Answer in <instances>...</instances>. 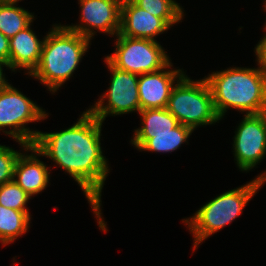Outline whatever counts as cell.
<instances>
[{"label":"cell","mask_w":266,"mask_h":266,"mask_svg":"<svg viewBox=\"0 0 266 266\" xmlns=\"http://www.w3.org/2000/svg\"><path fill=\"white\" fill-rule=\"evenodd\" d=\"M166 109L180 124L193 130L221 120L204 77L194 81L185 74L172 89Z\"/></svg>","instance_id":"cell-5"},{"label":"cell","mask_w":266,"mask_h":266,"mask_svg":"<svg viewBox=\"0 0 266 266\" xmlns=\"http://www.w3.org/2000/svg\"><path fill=\"white\" fill-rule=\"evenodd\" d=\"M172 66L170 61L158 71L139 75L138 92L141 110L166 108L172 89L186 74L184 70L171 68Z\"/></svg>","instance_id":"cell-11"},{"label":"cell","mask_w":266,"mask_h":266,"mask_svg":"<svg viewBox=\"0 0 266 266\" xmlns=\"http://www.w3.org/2000/svg\"><path fill=\"white\" fill-rule=\"evenodd\" d=\"M261 41L255 46V55L258 68L266 76V37L260 38Z\"/></svg>","instance_id":"cell-22"},{"label":"cell","mask_w":266,"mask_h":266,"mask_svg":"<svg viewBox=\"0 0 266 266\" xmlns=\"http://www.w3.org/2000/svg\"><path fill=\"white\" fill-rule=\"evenodd\" d=\"M259 191L256 178L205 203L192 217L182 219L194 238L193 251L214 233L234 221Z\"/></svg>","instance_id":"cell-4"},{"label":"cell","mask_w":266,"mask_h":266,"mask_svg":"<svg viewBox=\"0 0 266 266\" xmlns=\"http://www.w3.org/2000/svg\"><path fill=\"white\" fill-rule=\"evenodd\" d=\"M32 23L9 39V69H21L30 75L38 66L45 36L38 39L31 28Z\"/></svg>","instance_id":"cell-14"},{"label":"cell","mask_w":266,"mask_h":266,"mask_svg":"<svg viewBox=\"0 0 266 266\" xmlns=\"http://www.w3.org/2000/svg\"><path fill=\"white\" fill-rule=\"evenodd\" d=\"M138 7L155 17L162 18L170 27L182 22L184 8L175 0H132Z\"/></svg>","instance_id":"cell-19"},{"label":"cell","mask_w":266,"mask_h":266,"mask_svg":"<svg viewBox=\"0 0 266 266\" xmlns=\"http://www.w3.org/2000/svg\"><path fill=\"white\" fill-rule=\"evenodd\" d=\"M34 14L17 5V2L0 1V32L12 38L34 21Z\"/></svg>","instance_id":"cell-17"},{"label":"cell","mask_w":266,"mask_h":266,"mask_svg":"<svg viewBox=\"0 0 266 266\" xmlns=\"http://www.w3.org/2000/svg\"><path fill=\"white\" fill-rule=\"evenodd\" d=\"M171 27L162 19L138 7L132 0H123L119 34L131 38L155 40Z\"/></svg>","instance_id":"cell-12"},{"label":"cell","mask_w":266,"mask_h":266,"mask_svg":"<svg viewBox=\"0 0 266 266\" xmlns=\"http://www.w3.org/2000/svg\"><path fill=\"white\" fill-rule=\"evenodd\" d=\"M7 67L8 65L0 61V91L9 83L8 80L5 78V73H3V67Z\"/></svg>","instance_id":"cell-24"},{"label":"cell","mask_w":266,"mask_h":266,"mask_svg":"<svg viewBox=\"0 0 266 266\" xmlns=\"http://www.w3.org/2000/svg\"><path fill=\"white\" fill-rule=\"evenodd\" d=\"M204 78L221 120L230 108L245 115L266 112V76L258 67H230Z\"/></svg>","instance_id":"cell-2"},{"label":"cell","mask_w":266,"mask_h":266,"mask_svg":"<svg viewBox=\"0 0 266 266\" xmlns=\"http://www.w3.org/2000/svg\"><path fill=\"white\" fill-rule=\"evenodd\" d=\"M20 153L0 144V185L13 180L15 163Z\"/></svg>","instance_id":"cell-21"},{"label":"cell","mask_w":266,"mask_h":266,"mask_svg":"<svg viewBox=\"0 0 266 266\" xmlns=\"http://www.w3.org/2000/svg\"><path fill=\"white\" fill-rule=\"evenodd\" d=\"M114 53L105 56V59L119 70L136 75L155 72L164 68L170 57L158 41L141 38L115 36Z\"/></svg>","instance_id":"cell-7"},{"label":"cell","mask_w":266,"mask_h":266,"mask_svg":"<svg viewBox=\"0 0 266 266\" xmlns=\"http://www.w3.org/2000/svg\"><path fill=\"white\" fill-rule=\"evenodd\" d=\"M256 182H257L258 189H260L263 186V184H265L266 182V171L260 173L256 177Z\"/></svg>","instance_id":"cell-25"},{"label":"cell","mask_w":266,"mask_h":266,"mask_svg":"<svg viewBox=\"0 0 266 266\" xmlns=\"http://www.w3.org/2000/svg\"><path fill=\"white\" fill-rule=\"evenodd\" d=\"M123 0H78L80 24L65 25L70 30L92 40L97 32L116 36L120 30ZM96 30V32H95Z\"/></svg>","instance_id":"cell-10"},{"label":"cell","mask_w":266,"mask_h":266,"mask_svg":"<svg viewBox=\"0 0 266 266\" xmlns=\"http://www.w3.org/2000/svg\"><path fill=\"white\" fill-rule=\"evenodd\" d=\"M193 131L192 128L179 124L174 129H171V133L133 134V139L130 140V143L139 151L170 153L179 149L181 144L188 143V138Z\"/></svg>","instance_id":"cell-15"},{"label":"cell","mask_w":266,"mask_h":266,"mask_svg":"<svg viewBox=\"0 0 266 266\" xmlns=\"http://www.w3.org/2000/svg\"><path fill=\"white\" fill-rule=\"evenodd\" d=\"M265 2L263 3L264 4V9L263 10H265V12H266V0H264ZM264 30H265V32H264V36H262V37H266V23H265V25H264V28H263Z\"/></svg>","instance_id":"cell-26"},{"label":"cell","mask_w":266,"mask_h":266,"mask_svg":"<svg viewBox=\"0 0 266 266\" xmlns=\"http://www.w3.org/2000/svg\"><path fill=\"white\" fill-rule=\"evenodd\" d=\"M32 197L27 194L14 180L0 185V205L17 211L29 212L28 201Z\"/></svg>","instance_id":"cell-20"},{"label":"cell","mask_w":266,"mask_h":266,"mask_svg":"<svg viewBox=\"0 0 266 266\" xmlns=\"http://www.w3.org/2000/svg\"><path fill=\"white\" fill-rule=\"evenodd\" d=\"M141 116V127L134 130V134H163L171 133V129L180 123L166 109H144L138 113Z\"/></svg>","instance_id":"cell-18"},{"label":"cell","mask_w":266,"mask_h":266,"mask_svg":"<svg viewBox=\"0 0 266 266\" xmlns=\"http://www.w3.org/2000/svg\"><path fill=\"white\" fill-rule=\"evenodd\" d=\"M20 153L14 167L13 180L31 197L46 189L50 181V169L39 157L41 153L34 145H28Z\"/></svg>","instance_id":"cell-13"},{"label":"cell","mask_w":266,"mask_h":266,"mask_svg":"<svg viewBox=\"0 0 266 266\" xmlns=\"http://www.w3.org/2000/svg\"><path fill=\"white\" fill-rule=\"evenodd\" d=\"M104 62L112 76L110 86L88 111L102 122L107 116L123 115L135 111L139 113L141 110L138 92L139 76L117 69L106 59Z\"/></svg>","instance_id":"cell-8"},{"label":"cell","mask_w":266,"mask_h":266,"mask_svg":"<svg viewBox=\"0 0 266 266\" xmlns=\"http://www.w3.org/2000/svg\"><path fill=\"white\" fill-rule=\"evenodd\" d=\"M47 117L48 113L42 107L10 83L0 91V131L16 140L23 151L33 145L39 133L26 125Z\"/></svg>","instance_id":"cell-6"},{"label":"cell","mask_w":266,"mask_h":266,"mask_svg":"<svg viewBox=\"0 0 266 266\" xmlns=\"http://www.w3.org/2000/svg\"><path fill=\"white\" fill-rule=\"evenodd\" d=\"M103 122L87 109L71 127L58 132L39 131L33 145L41 156L67 172L86 196L99 229L107 230L101 212V196L109 164L101 147Z\"/></svg>","instance_id":"cell-1"},{"label":"cell","mask_w":266,"mask_h":266,"mask_svg":"<svg viewBox=\"0 0 266 266\" xmlns=\"http://www.w3.org/2000/svg\"><path fill=\"white\" fill-rule=\"evenodd\" d=\"M0 1H3V2H17V3H19V1H22V0H0Z\"/></svg>","instance_id":"cell-27"},{"label":"cell","mask_w":266,"mask_h":266,"mask_svg":"<svg viewBox=\"0 0 266 266\" xmlns=\"http://www.w3.org/2000/svg\"><path fill=\"white\" fill-rule=\"evenodd\" d=\"M91 40L65 25L53 24L45 35L38 66L30 74L55 94L73 76Z\"/></svg>","instance_id":"cell-3"},{"label":"cell","mask_w":266,"mask_h":266,"mask_svg":"<svg viewBox=\"0 0 266 266\" xmlns=\"http://www.w3.org/2000/svg\"><path fill=\"white\" fill-rule=\"evenodd\" d=\"M235 163L242 172H249L266 155V112L244 115L233 137Z\"/></svg>","instance_id":"cell-9"},{"label":"cell","mask_w":266,"mask_h":266,"mask_svg":"<svg viewBox=\"0 0 266 266\" xmlns=\"http://www.w3.org/2000/svg\"><path fill=\"white\" fill-rule=\"evenodd\" d=\"M31 223L28 212L17 211L0 205V242L6 246L25 234Z\"/></svg>","instance_id":"cell-16"},{"label":"cell","mask_w":266,"mask_h":266,"mask_svg":"<svg viewBox=\"0 0 266 266\" xmlns=\"http://www.w3.org/2000/svg\"><path fill=\"white\" fill-rule=\"evenodd\" d=\"M0 61L9 68V38L0 32Z\"/></svg>","instance_id":"cell-23"}]
</instances>
